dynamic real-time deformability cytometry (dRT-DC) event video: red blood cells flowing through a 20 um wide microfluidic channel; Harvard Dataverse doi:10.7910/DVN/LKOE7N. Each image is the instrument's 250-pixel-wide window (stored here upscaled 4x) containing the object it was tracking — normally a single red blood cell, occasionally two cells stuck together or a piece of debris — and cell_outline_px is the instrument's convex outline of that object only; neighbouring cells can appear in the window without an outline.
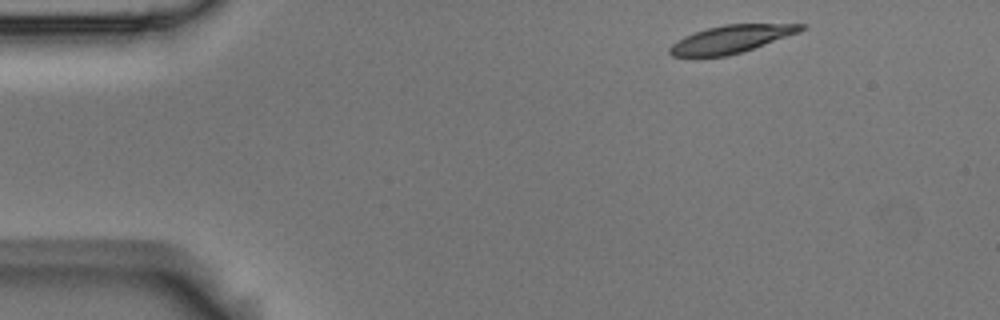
{"species": "Egyptian fruit bat (a non-hibernating species)", "species_latin": "Rousettus aegyptiacus", "temperature_condition": "room temperature", "stored_images_in_passage": 5, "camera_frame_rate_fps": 3000, "um_per_image_px": 0.085, "animal": {"sex": "male"}, "frame": {"image": 1, "passage_image": 1, "time_ms": 0.0, "image_size_px": [1000, 320], "cell_outline_px": [[808, 28], [800, 32], [728, 56], [692, 60], [672, 56], [668, 52], [668, 48], [672, 44], [684, 36], [708, 28], [724, 24], [808, 24]], "centroid_in_image_um": [62.06, 3.37], "position_along_channel_um": 22.9, "area_um2": 21.73}}
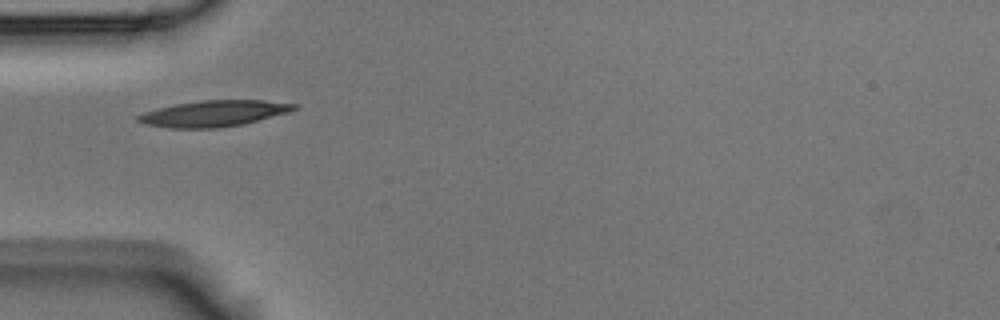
{"frame": {"image": 2, "passage_image": 4, "time_ms": 1.0, "image_size_px": [1000, 320], "cell_outline_px": [[300, 108], [288, 112], [240, 124], [216, 128], [168, 128], [144, 124], [136, 120], [136, 116], [144, 112], [156, 108], [176, 104], [200, 100], [264, 100], [300, 104]], "centroid_in_image_um": [18.15, 9.63], "position_along_channel_um": 66.8, "area_um2": 23.7}}
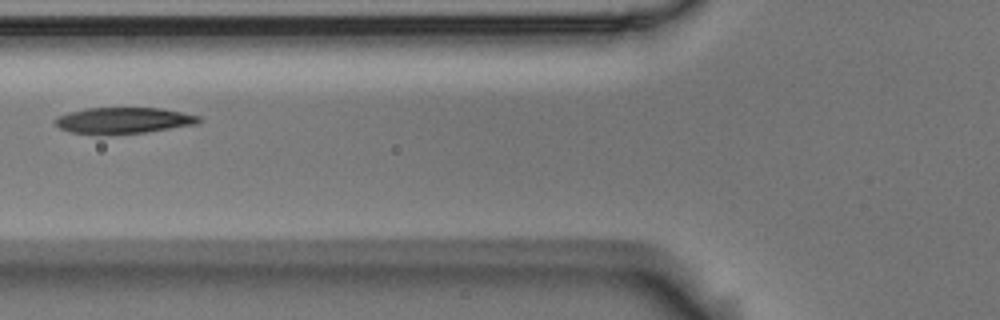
{"frame": {"image": 3, "passage_image": 5, "time_ms": 1.333, "image_size_px": [1000, 320], "cell_outline_px": [[200, 120], [196, 124], [144, 132], [100, 136], [72, 132], [60, 128], [52, 120], [56, 116], [88, 108], [160, 108], [200, 116]], "centroid_in_image_um": [10.43, 10.25], "position_along_channel_um": 115.4, "area_um2": 21.91}}